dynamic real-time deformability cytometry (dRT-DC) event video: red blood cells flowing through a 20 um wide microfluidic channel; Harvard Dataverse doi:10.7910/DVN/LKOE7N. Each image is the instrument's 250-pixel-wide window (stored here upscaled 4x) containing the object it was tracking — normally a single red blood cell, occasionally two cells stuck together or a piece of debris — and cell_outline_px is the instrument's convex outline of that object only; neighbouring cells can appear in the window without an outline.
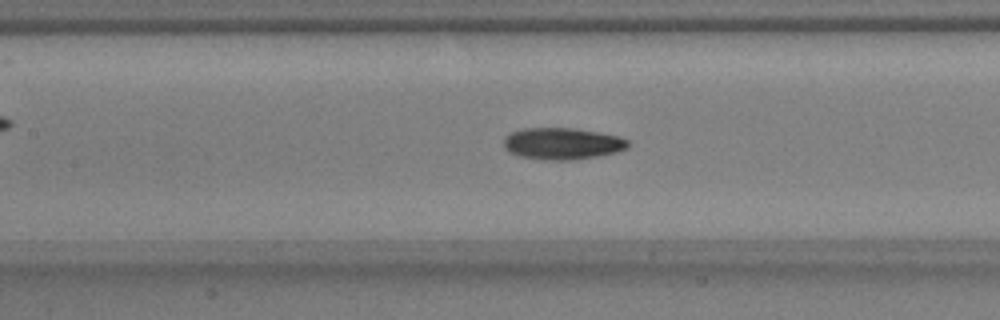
{"species": "common noctule bat (a hibernating species)", "species_latin": "Nyctalus noctula", "temperature_condition": "warm", "stored_images_in_passage": 41, "camera_frame_rate_fps": 3000, "um_per_image_px": 0.085, "animal": {"sex": "male", "body_mass_g": 17.9, "forearm_length_mm": 54.2}, "frame": {"image": 1, "passage_image": 12, "time_ms": 3.667, "image_size_px": [1000, 320], "cell_outline_px": [[628, 148], [616, 152], [596, 156], [572, 160], [552, 160], [520, 156], [504, 148], [504, 136], [520, 128], [572, 128], [620, 136], [628, 140]], "centroid_in_image_um": [47.79, 12.19], "position_along_channel_um": 159.6, "area_um2": 22.77}}
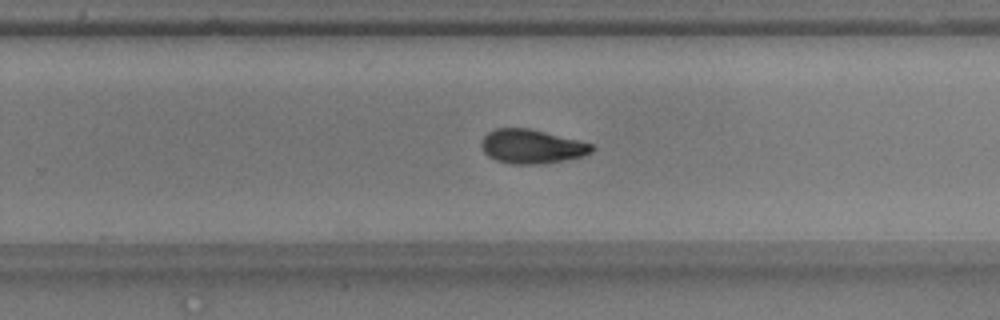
{"frame": {"image": 2, "passage_image": 22, "time_ms": 7.0, "image_size_px": [1000, 320], "cell_outline_px": [[596, 148], [592, 152], [584, 156], [564, 160], [536, 164], [512, 164], [496, 160], [488, 156], [484, 152], [480, 144], [484, 136], [488, 132], [496, 128], [528, 128], [592, 144]], "centroid_in_image_um": [45.18, 12.45], "position_along_channel_um": 284.6, "area_um2": 21.73}}
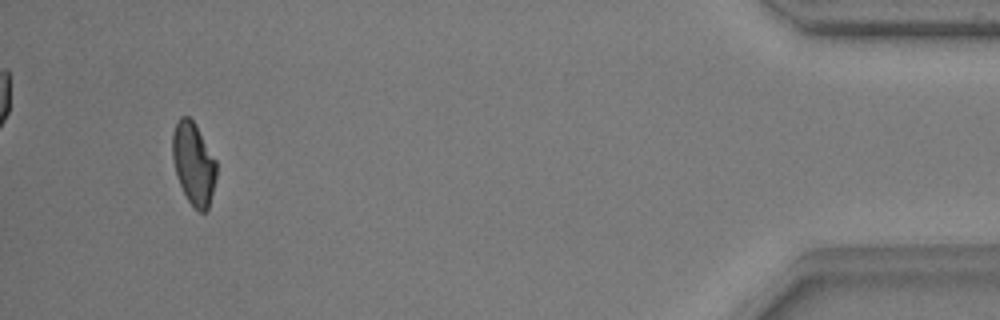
{"frame": {"image": 3, "passage_image": 38, "time_ms": 12.333, "image_size_px": [1000, 320], "cell_outline_px": [[216, 176], [208, 208], [204, 212], [200, 212], [188, 200], [180, 184], [176, 172], [172, 156], [172, 132], [180, 116], [188, 116], [196, 124], [216, 160]], "centroid_in_image_um": [16.45, 13.86], "position_along_channel_um": 418.8, "area_um2": 20.81}, "authors_computed_cell_mechanics": {"area_um2": 22.253, "velocity_mm_per_s": 3.7648, "shape_relaxation_time_tau1_ms": 5.9256, "shape_relaxation_time_tau2_ms": 3.2803, "deformation_change_tau1": 0.1699, "deformation_change_tau2": 0.093}}